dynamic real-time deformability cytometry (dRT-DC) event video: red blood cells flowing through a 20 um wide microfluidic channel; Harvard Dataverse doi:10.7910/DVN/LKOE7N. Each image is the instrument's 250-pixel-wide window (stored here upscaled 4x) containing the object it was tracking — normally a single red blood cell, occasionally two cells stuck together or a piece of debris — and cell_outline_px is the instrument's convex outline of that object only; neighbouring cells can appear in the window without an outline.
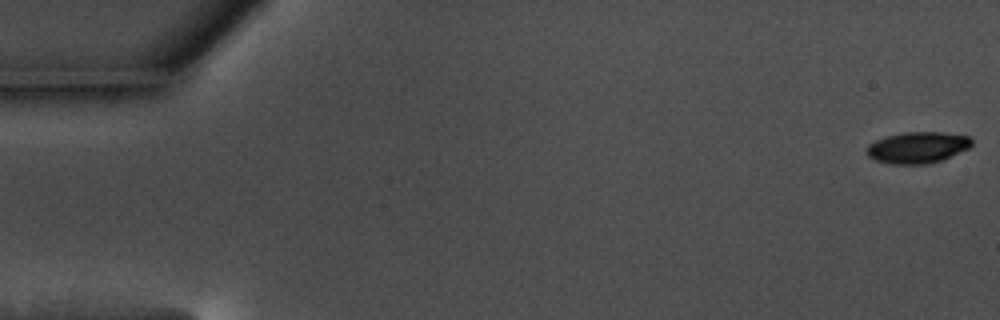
{"species": "common noctule bat (a hibernating species)", "species_latin": "Nyctalus noctula", "temperature_condition": "warm", "stored_images_in_passage": 58, "camera_frame_rate_fps": 3000, "um_per_image_px": 0.085, "animal": {"sex": "male", "body_mass_g": 17.5, "forearm_length_mm": 52.3}, "frame": {"image": 1, "passage_image": 1, "time_ms": 0.0, "image_size_px": [1000, 320], "cell_outline_px": [[972, 144], [968, 148], [940, 160], [924, 164], [892, 164], [876, 160], [868, 156], [868, 144], [876, 140], [888, 136], [904, 132], [940, 132], [968, 136], [972, 140]], "centroid_in_image_um": [77.98, 12.53], "position_along_channel_um": 7.0, "area_um2": 18.79}}
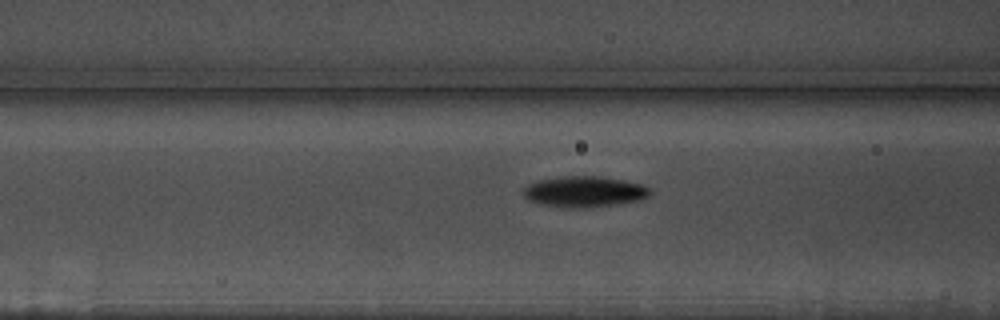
{"frame": {"image": 2, "passage_image": 23, "time_ms": 7.333, "image_size_px": [1000, 320], "cell_outline_px": [[652, 192], [648, 196], [640, 200], [616, 204], [584, 208], [568, 208], [540, 204], [528, 200], [520, 192], [528, 184], [540, 180], [560, 176], [600, 176], [624, 180], [644, 184]], "centroid_in_image_um": [49.65, 16.29], "position_along_channel_um": 116.9, "area_um2": 23.0}}
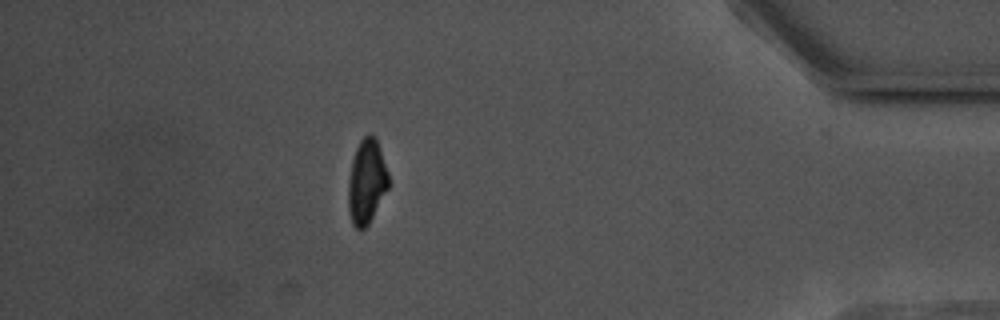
{"frame": {"image": 3, "passage_image": 51, "time_ms": 16.667, "image_size_px": [1000, 320], "cell_outline_px": [[388, 188], [368, 224], [364, 228], [356, 228], [352, 224], [348, 208], [348, 180], [352, 160], [356, 148], [360, 140], [368, 132], [372, 132], [376, 136], [388, 172]], "centroid_in_image_um": [31.15, 15.38], "position_along_channel_um": 404.0, "area_um2": 19.83}, "authors_computed_cell_mechanics": {"area_um2": 20.5768, "velocity_mm_per_s": 3.5719, "shape_relaxation_time_tau1_ms": 2.1913, "shape_relaxation_time_tau2_ms": 7.1055, "deformation_change_tau1": 0.1327, "deformation_change_tau2": 0.0931}}